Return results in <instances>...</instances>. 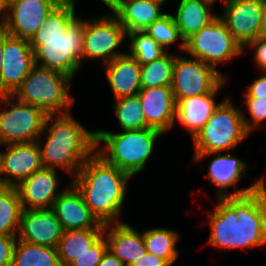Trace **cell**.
<instances>
[{
	"label": "cell",
	"mask_w": 266,
	"mask_h": 266,
	"mask_svg": "<svg viewBox=\"0 0 266 266\" xmlns=\"http://www.w3.org/2000/svg\"><path fill=\"white\" fill-rule=\"evenodd\" d=\"M208 214V244L220 249L266 245V185L244 196L217 198Z\"/></svg>",
	"instance_id": "cell-1"
},
{
	"label": "cell",
	"mask_w": 266,
	"mask_h": 266,
	"mask_svg": "<svg viewBox=\"0 0 266 266\" xmlns=\"http://www.w3.org/2000/svg\"><path fill=\"white\" fill-rule=\"evenodd\" d=\"M85 19L61 1L29 40L35 64L59 71L72 79L82 66Z\"/></svg>",
	"instance_id": "cell-2"
},
{
	"label": "cell",
	"mask_w": 266,
	"mask_h": 266,
	"mask_svg": "<svg viewBox=\"0 0 266 266\" xmlns=\"http://www.w3.org/2000/svg\"><path fill=\"white\" fill-rule=\"evenodd\" d=\"M131 178L95 151L74 176L72 184L92 214L105 225L123 222L119 217Z\"/></svg>",
	"instance_id": "cell-3"
},
{
	"label": "cell",
	"mask_w": 266,
	"mask_h": 266,
	"mask_svg": "<svg viewBox=\"0 0 266 266\" xmlns=\"http://www.w3.org/2000/svg\"><path fill=\"white\" fill-rule=\"evenodd\" d=\"M55 119V120H54ZM47 131V133H46ZM46 133L44 144L40 143ZM44 168H60L74 176L96 151V130L83 127L70 113L47 115L37 139ZM42 144V145H41Z\"/></svg>",
	"instance_id": "cell-4"
},
{
	"label": "cell",
	"mask_w": 266,
	"mask_h": 266,
	"mask_svg": "<svg viewBox=\"0 0 266 266\" xmlns=\"http://www.w3.org/2000/svg\"><path fill=\"white\" fill-rule=\"evenodd\" d=\"M162 134L153 128L118 133L97 129L96 152L132 177L145 169L155 142Z\"/></svg>",
	"instance_id": "cell-5"
},
{
	"label": "cell",
	"mask_w": 266,
	"mask_h": 266,
	"mask_svg": "<svg viewBox=\"0 0 266 266\" xmlns=\"http://www.w3.org/2000/svg\"><path fill=\"white\" fill-rule=\"evenodd\" d=\"M72 80L59 71L35 64L12 96L38 106L47 115L67 114L75 99L69 93Z\"/></svg>",
	"instance_id": "cell-6"
},
{
	"label": "cell",
	"mask_w": 266,
	"mask_h": 266,
	"mask_svg": "<svg viewBox=\"0 0 266 266\" xmlns=\"http://www.w3.org/2000/svg\"><path fill=\"white\" fill-rule=\"evenodd\" d=\"M243 110L230 98L223 100L209 120L192 139L194 154L227 152L251 135L244 124Z\"/></svg>",
	"instance_id": "cell-7"
},
{
	"label": "cell",
	"mask_w": 266,
	"mask_h": 266,
	"mask_svg": "<svg viewBox=\"0 0 266 266\" xmlns=\"http://www.w3.org/2000/svg\"><path fill=\"white\" fill-rule=\"evenodd\" d=\"M0 104L4 105L0 108V145L37 141L47 114L38 106L21 102L12 95H1Z\"/></svg>",
	"instance_id": "cell-8"
},
{
	"label": "cell",
	"mask_w": 266,
	"mask_h": 266,
	"mask_svg": "<svg viewBox=\"0 0 266 266\" xmlns=\"http://www.w3.org/2000/svg\"><path fill=\"white\" fill-rule=\"evenodd\" d=\"M245 50L234 39L225 22L217 16L185 41L186 54L217 67L240 56Z\"/></svg>",
	"instance_id": "cell-9"
},
{
	"label": "cell",
	"mask_w": 266,
	"mask_h": 266,
	"mask_svg": "<svg viewBox=\"0 0 266 266\" xmlns=\"http://www.w3.org/2000/svg\"><path fill=\"white\" fill-rule=\"evenodd\" d=\"M192 58L175 55L171 87L176 102L212 93L226 79L219 69L198 58Z\"/></svg>",
	"instance_id": "cell-10"
},
{
	"label": "cell",
	"mask_w": 266,
	"mask_h": 266,
	"mask_svg": "<svg viewBox=\"0 0 266 266\" xmlns=\"http://www.w3.org/2000/svg\"><path fill=\"white\" fill-rule=\"evenodd\" d=\"M127 37L125 28L113 14L85 20L83 59H102V65L126 52L116 51Z\"/></svg>",
	"instance_id": "cell-11"
},
{
	"label": "cell",
	"mask_w": 266,
	"mask_h": 266,
	"mask_svg": "<svg viewBox=\"0 0 266 266\" xmlns=\"http://www.w3.org/2000/svg\"><path fill=\"white\" fill-rule=\"evenodd\" d=\"M210 155L216 156L213 157L208 165L207 178L212 182V185L215 184L217 189V198L244 196L256 191L265 183L264 177H260L252 185L243 189H237V181L240 178L246 177V170L249 168L246 161H243L235 155H231L227 152L224 155L221 154V152L194 154L193 161L197 163ZM231 185L234 189L233 193L229 191Z\"/></svg>",
	"instance_id": "cell-12"
},
{
	"label": "cell",
	"mask_w": 266,
	"mask_h": 266,
	"mask_svg": "<svg viewBox=\"0 0 266 266\" xmlns=\"http://www.w3.org/2000/svg\"><path fill=\"white\" fill-rule=\"evenodd\" d=\"M0 71V96L12 95L35 65L34 51L28 39L9 35L5 43Z\"/></svg>",
	"instance_id": "cell-13"
},
{
	"label": "cell",
	"mask_w": 266,
	"mask_h": 266,
	"mask_svg": "<svg viewBox=\"0 0 266 266\" xmlns=\"http://www.w3.org/2000/svg\"><path fill=\"white\" fill-rule=\"evenodd\" d=\"M223 5L224 13L218 16L243 49L263 36V0H229Z\"/></svg>",
	"instance_id": "cell-14"
},
{
	"label": "cell",
	"mask_w": 266,
	"mask_h": 266,
	"mask_svg": "<svg viewBox=\"0 0 266 266\" xmlns=\"http://www.w3.org/2000/svg\"><path fill=\"white\" fill-rule=\"evenodd\" d=\"M61 1L9 0L4 29L11 36L30 40Z\"/></svg>",
	"instance_id": "cell-15"
},
{
	"label": "cell",
	"mask_w": 266,
	"mask_h": 266,
	"mask_svg": "<svg viewBox=\"0 0 266 266\" xmlns=\"http://www.w3.org/2000/svg\"><path fill=\"white\" fill-rule=\"evenodd\" d=\"M3 146L7 147V150L0 152L2 186L16 187L35 171L43 168L37 141Z\"/></svg>",
	"instance_id": "cell-16"
},
{
	"label": "cell",
	"mask_w": 266,
	"mask_h": 266,
	"mask_svg": "<svg viewBox=\"0 0 266 266\" xmlns=\"http://www.w3.org/2000/svg\"><path fill=\"white\" fill-rule=\"evenodd\" d=\"M64 229L52 208L23 210L17 239L57 248Z\"/></svg>",
	"instance_id": "cell-17"
},
{
	"label": "cell",
	"mask_w": 266,
	"mask_h": 266,
	"mask_svg": "<svg viewBox=\"0 0 266 266\" xmlns=\"http://www.w3.org/2000/svg\"><path fill=\"white\" fill-rule=\"evenodd\" d=\"M56 173V169L43 167L16 186L23 210L52 208L62 193L57 189L60 179Z\"/></svg>",
	"instance_id": "cell-18"
},
{
	"label": "cell",
	"mask_w": 266,
	"mask_h": 266,
	"mask_svg": "<svg viewBox=\"0 0 266 266\" xmlns=\"http://www.w3.org/2000/svg\"><path fill=\"white\" fill-rule=\"evenodd\" d=\"M147 125L165 133L176 123V101L172 87L141 88L137 93Z\"/></svg>",
	"instance_id": "cell-19"
},
{
	"label": "cell",
	"mask_w": 266,
	"mask_h": 266,
	"mask_svg": "<svg viewBox=\"0 0 266 266\" xmlns=\"http://www.w3.org/2000/svg\"><path fill=\"white\" fill-rule=\"evenodd\" d=\"M57 219L61 222L64 231L79 229H104L86 206L79 190L71 183L62 191L53 203Z\"/></svg>",
	"instance_id": "cell-20"
},
{
	"label": "cell",
	"mask_w": 266,
	"mask_h": 266,
	"mask_svg": "<svg viewBox=\"0 0 266 266\" xmlns=\"http://www.w3.org/2000/svg\"><path fill=\"white\" fill-rule=\"evenodd\" d=\"M103 235L107 240L108 250L125 266L147 253L143 233L127 222L105 224Z\"/></svg>",
	"instance_id": "cell-21"
},
{
	"label": "cell",
	"mask_w": 266,
	"mask_h": 266,
	"mask_svg": "<svg viewBox=\"0 0 266 266\" xmlns=\"http://www.w3.org/2000/svg\"><path fill=\"white\" fill-rule=\"evenodd\" d=\"M225 84H227V78L212 93L184 98L176 102L175 119L187 129L192 139L221 103H217L215 97Z\"/></svg>",
	"instance_id": "cell-22"
},
{
	"label": "cell",
	"mask_w": 266,
	"mask_h": 266,
	"mask_svg": "<svg viewBox=\"0 0 266 266\" xmlns=\"http://www.w3.org/2000/svg\"><path fill=\"white\" fill-rule=\"evenodd\" d=\"M114 98L136 95L141 89V65L127 53L104 64Z\"/></svg>",
	"instance_id": "cell-23"
},
{
	"label": "cell",
	"mask_w": 266,
	"mask_h": 266,
	"mask_svg": "<svg viewBox=\"0 0 266 266\" xmlns=\"http://www.w3.org/2000/svg\"><path fill=\"white\" fill-rule=\"evenodd\" d=\"M166 0H116L111 11L125 28L126 32L146 30L155 20L166 13L162 5Z\"/></svg>",
	"instance_id": "cell-24"
},
{
	"label": "cell",
	"mask_w": 266,
	"mask_h": 266,
	"mask_svg": "<svg viewBox=\"0 0 266 266\" xmlns=\"http://www.w3.org/2000/svg\"><path fill=\"white\" fill-rule=\"evenodd\" d=\"M211 7L213 4L206 0H180L173 17L184 42L218 16Z\"/></svg>",
	"instance_id": "cell-25"
},
{
	"label": "cell",
	"mask_w": 266,
	"mask_h": 266,
	"mask_svg": "<svg viewBox=\"0 0 266 266\" xmlns=\"http://www.w3.org/2000/svg\"><path fill=\"white\" fill-rule=\"evenodd\" d=\"M103 231L104 229L64 231L57 246L61 266H68L79 258L103 235Z\"/></svg>",
	"instance_id": "cell-26"
},
{
	"label": "cell",
	"mask_w": 266,
	"mask_h": 266,
	"mask_svg": "<svg viewBox=\"0 0 266 266\" xmlns=\"http://www.w3.org/2000/svg\"><path fill=\"white\" fill-rule=\"evenodd\" d=\"M11 266H61V263L57 248L17 239Z\"/></svg>",
	"instance_id": "cell-27"
},
{
	"label": "cell",
	"mask_w": 266,
	"mask_h": 266,
	"mask_svg": "<svg viewBox=\"0 0 266 266\" xmlns=\"http://www.w3.org/2000/svg\"><path fill=\"white\" fill-rule=\"evenodd\" d=\"M143 238L148 253L165 259L170 265L179 257L176 244L179 239L178 232L168 228H151L145 230Z\"/></svg>",
	"instance_id": "cell-28"
},
{
	"label": "cell",
	"mask_w": 266,
	"mask_h": 266,
	"mask_svg": "<svg viewBox=\"0 0 266 266\" xmlns=\"http://www.w3.org/2000/svg\"><path fill=\"white\" fill-rule=\"evenodd\" d=\"M22 211L16 187H0V235H18Z\"/></svg>",
	"instance_id": "cell-29"
},
{
	"label": "cell",
	"mask_w": 266,
	"mask_h": 266,
	"mask_svg": "<svg viewBox=\"0 0 266 266\" xmlns=\"http://www.w3.org/2000/svg\"><path fill=\"white\" fill-rule=\"evenodd\" d=\"M112 108L122 131L150 128L146 123L138 94L115 99Z\"/></svg>",
	"instance_id": "cell-30"
},
{
	"label": "cell",
	"mask_w": 266,
	"mask_h": 266,
	"mask_svg": "<svg viewBox=\"0 0 266 266\" xmlns=\"http://www.w3.org/2000/svg\"><path fill=\"white\" fill-rule=\"evenodd\" d=\"M175 53L168 52L158 60L141 65V88L172 86Z\"/></svg>",
	"instance_id": "cell-31"
},
{
	"label": "cell",
	"mask_w": 266,
	"mask_h": 266,
	"mask_svg": "<svg viewBox=\"0 0 266 266\" xmlns=\"http://www.w3.org/2000/svg\"><path fill=\"white\" fill-rule=\"evenodd\" d=\"M127 38L130 40L127 54L135 58L140 65L158 60L167 53L146 30L129 31Z\"/></svg>",
	"instance_id": "cell-32"
},
{
	"label": "cell",
	"mask_w": 266,
	"mask_h": 266,
	"mask_svg": "<svg viewBox=\"0 0 266 266\" xmlns=\"http://www.w3.org/2000/svg\"><path fill=\"white\" fill-rule=\"evenodd\" d=\"M146 31L166 52L168 47L178 39H180V49L182 51L185 50V42L180 36L173 14L166 13L158 20H155Z\"/></svg>",
	"instance_id": "cell-33"
},
{
	"label": "cell",
	"mask_w": 266,
	"mask_h": 266,
	"mask_svg": "<svg viewBox=\"0 0 266 266\" xmlns=\"http://www.w3.org/2000/svg\"><path fill=\"white\" fill-rule=\"evenodd\" d=\"M245 106L250 114V118H246L243 114L244 124L249 133H252L257 126L266 121V98L244 97Z\"/></svg>",
	"instance_id": "cell-34"
},
{
	"label": "cell",
	"mask_w": 266,
	"mask_h": 266,
	"mask_svg": "<svg viewBox=\"0 0 266 266\" xmlns=\"http://www.w3.org/2000/svg\"><path fill=\"white\" fill-rule=\"evenodd\" d=\"M107 250V240L102 235L86 252L68 266H98Z\"/></svg>",
	"instance_id": "cell-35"
},
{
	"label": "cell",
	"mask_w": 266,
	"mask_h": 266,
	"mask_svg": "<svg viewBox=\"0 0 266 266\" xmlns=\"http://www.w3.org/2000/svg\"><path fill=\"white\" fill-rule=\"evenodd\" d=\"M17 236L0 235V266H11Z\"/></svg>",
	"instance_id": "cell-36"
},
{
	"label": "cell",
	"mask_w": 266,
	"mask_h": 266,
	"mask_svg": "<svg viewBox=\"0 0 266 266\" xmlns=\"http://www.w3.org/2000/svg\"><path fill=\"white\" fill-rule=\"evenodd\" d=\"M247 46L254 49V63L260 71H266V35L251 41Z\"/></svg>",
	"instance_id": "cell-37"
},
{
	"label": "cell",
	"mask_w": 266,
	"mask_h": 266,
	"mask_svg": "<svg viewBox=\"0 0 266 266\" xmlns=\"http://www.w3.org/2000/svg\"><path fill=\"white\" fill-rule=\"evenodd\" d=\"M244 97L266 98V71L249 85L248 90L243 93Z\"/></svg>",
	"instance_id": "cell-38"
},
{
	"label": "cell",
	"mask_w": 266,
	"mask_h": 266,
	"mask_svg": "<svg viewBox=\"0 0 266 266\" xmlns=\"http://www.w3.org/2000/svg\"><path fill=\"white\" fill-rule=\"evenodd\" d=\"M130 266H171L165 259L146 253L138 260L134 261Z\"/></svg>",
	"instance_id": "cell-39"
},
{
	"label": "cell",
	"mask_w": 266,
	"mask_h": 266,
	"mask_svg": "<svg viewBox=\"0 0 266 266\" xmlns=\"http://www.w3.org/2000/svg\"><path fill=\"white\" fill-rule=\"evenodd\" d=\"M98 266H125L113 253L107 250Z\"/></svg>",
	"instance_id": "cell-40"
},
{
	"label": "cell",
	"mask_w": 266,
	"mask_h": 266,
	"mask_svg": "<svg viewBox=\"0 0 266 266\" xmlns=\"http://www.w3.org/2000/svg\"><path fill=\"white\" fill-rule=\"evenodd\" d=\"M7 19V0H0V28H4Z\"/></svg>",
	"instance_id": "cell-41"
},
{
	"label": "cell",
	"mask_w": 266,
	"mask_h": 266,
	"mask_svg": "<svg viewBox=\"0 0 266 266\" xmlns=\"http://www.w3.org/2000/svg\"><path fill=\"white\" fill-rule=\"evenodd\" d=\"M4 43H5V29L4 28H0V71L2 68V56H3V51H4Z\"/></svg>",
	"instance_id": "cell-42"
},
{
	"label": "cell",
	"mask_w": 266,
	"mask_h": 266,
	"mask_svg": "<svg viewBox=\"0 0 266 266\" xmlns=\"http://www.w3.org/2000/svg\"><path fill=\"white\" fill-rule=\"evenodd\" d=\"M62 1L69 3L72 7L75 8V1L76 0H62ZM101 1L105 4V6L108 7V9H110V11L113 10L115 3H116V0H101Z\"/></svg>",
	"instance_id": "cell-43"
},
{
	"label": "cell",
	"mask_w": 266,
	"mask_h": 266,
	"mask_svg": "<svg viewBox=\"0 0 266 266\" xmlns=\"http://www.w3.org/2000/svg\"><path fill=\"white\" fill-rule=\"evenodd\" d=\"M262 27H263V35H266V0H263V5H262Z\"/></svg>",
	"instance_id": "cell-44"
},
{
	"label": "cell",
	"mask_w": 266,
	"mask_h": 266,
	"mask_svg": "<svg viewBox=\"0 0 266 266\" xmlns=\"http://www.w3.org/2000/svg\"><path fill=\"white\" fill-rule=\"evenodd\" d=\"M206 1H209V2H211L213 4L214 2L216 3L217 0H206ZM221 1L223 2L222 4H225L229 0H221Z\"/></svg>",
	"instance_id": "cell-45"
}]
</instances>
